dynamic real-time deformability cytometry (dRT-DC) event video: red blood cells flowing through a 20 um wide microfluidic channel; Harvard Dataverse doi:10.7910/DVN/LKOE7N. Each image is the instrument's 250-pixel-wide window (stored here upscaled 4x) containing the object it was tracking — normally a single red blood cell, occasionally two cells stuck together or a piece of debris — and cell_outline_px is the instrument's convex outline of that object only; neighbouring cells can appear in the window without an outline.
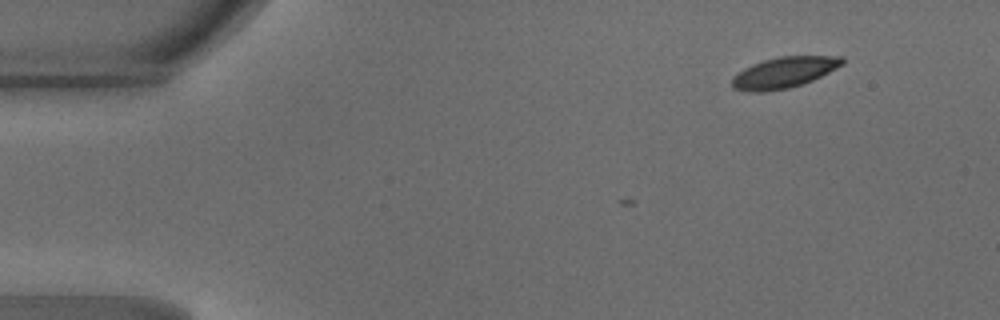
{"species": "common noctule bat (a hibernating species)", "species_latin": "Nyctalus noctula", "temperature_condition": "warm", "stored_images_in_passage": 4, "camera_frame_rate_fps": 3000, "um_per_image_px": 0.085, "animal": {"sex": "male", "body_mass_g": 18.8}, "frame": {"image": 1, "passage_image": 1, "time_ms": 0.0, "image_size_px": [1000, 320], "cell_outline_px": [[844, 64], [812, 80], [788, 88], [764, 92], [748, 92], [732, 88], [732, 76], [744, 68], [752, 64], [764, 60], [780, 56], [844, 56]], "centroid_in_image_um": [66.61, 6.16], "position_along_channel_um": 18.4, "area_um2": 19.83}}